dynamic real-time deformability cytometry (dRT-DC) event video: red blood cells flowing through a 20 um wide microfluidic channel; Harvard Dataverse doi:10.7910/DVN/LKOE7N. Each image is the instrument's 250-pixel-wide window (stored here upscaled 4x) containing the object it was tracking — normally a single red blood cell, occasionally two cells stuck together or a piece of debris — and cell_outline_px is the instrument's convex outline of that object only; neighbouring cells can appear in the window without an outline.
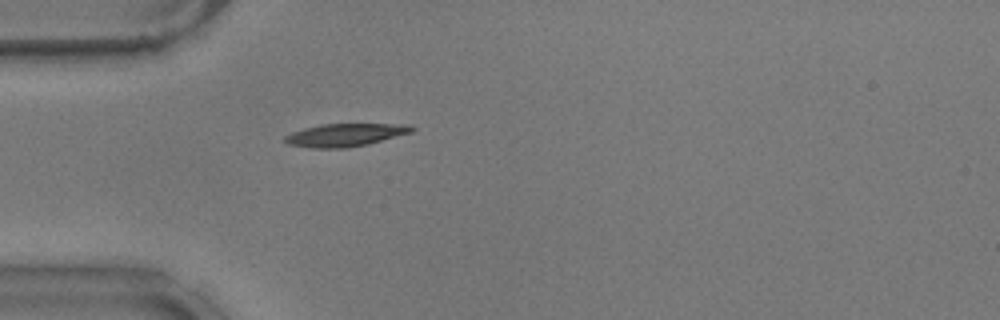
{"species": "common noctule bat (a hibernating species)", "species_latin": "Nyctalus noctula", "temperature_condition": "warm", "stored_images_in_passage": 40, "camera_frame_rate_fps": 3000, "um_per_image_px": 0.085, "animal": {"sex": "male", "body_mass_g": 17.9}, "frame": {"image": 1, "passage_image": 2, "time_ms": 0.333, "image_size_px": [1000, 320], "cell_outline_px": [[416, 128], [412, 132], [368, 144], [344, 148], [312, 148], [288, 144], [284, 140], [284, 136], [292, 132], [304, 128], [320, 124], [408, 124]], "centroid_in_image_um": [29.33, 11.47], "position_along_channel_um": 55.7, "area_um2": 16.88}}
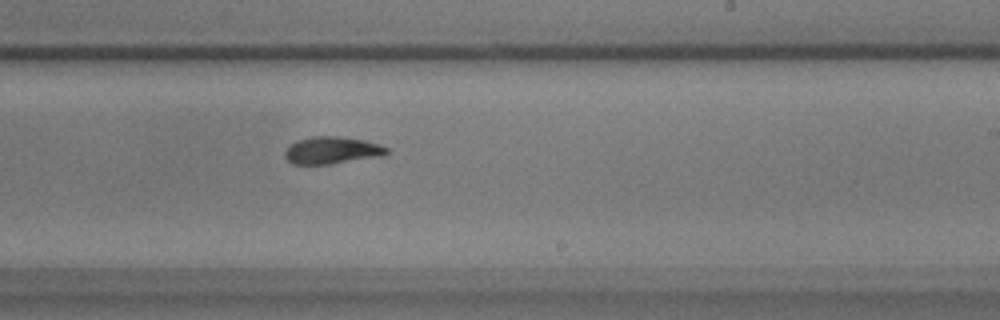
{"frame": {"image": 2, "passage_image": 19, "time_ms": 6.0, "image_size_px": [1000, 320], "cell_outline_px": [[388, 152], [384, 156], [328, 164], [292, 164], [284, 156], [284, 152], [296, 140], [312, 136], [340, 136], [364, 140], [380, 144], [388, 148]], "centroid_in_image_um": [28.23, 12.77], "position_along_channel_um": 260.8, "area_um2": 16.18}}
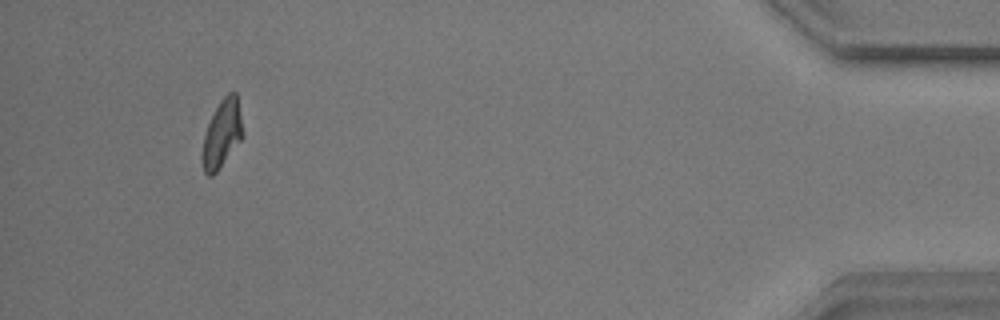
{"frame": {"image": 3, "passage_image": 37, "time_ms": 12.0, "image_size_px": [1000, 320], "cell_outline_px": [[244, 136], [216, 172], [212, 176], [208, 176], [204, 172], [200, 160], [200, 156], [204, 136], [208, 124], [220, 100], [228, 92], [236, 92], [244, 132]], "centroid_in_image_um": [18.86, 11.4], "position_along_channel_um": 416.3, "area_um2": 16.07}, "authors_computed_cell_mechanics": {"area_um2": 16.473, "velocity_mm_per_s": 3.7199, "shape_relaxation_time_tau1_ms": 4.182, "shape_relaxation_time_tau2_ms": 2.4211, "deformation_change_tau1": 0.2035, "deformation_change_tau2": 0.1008}}